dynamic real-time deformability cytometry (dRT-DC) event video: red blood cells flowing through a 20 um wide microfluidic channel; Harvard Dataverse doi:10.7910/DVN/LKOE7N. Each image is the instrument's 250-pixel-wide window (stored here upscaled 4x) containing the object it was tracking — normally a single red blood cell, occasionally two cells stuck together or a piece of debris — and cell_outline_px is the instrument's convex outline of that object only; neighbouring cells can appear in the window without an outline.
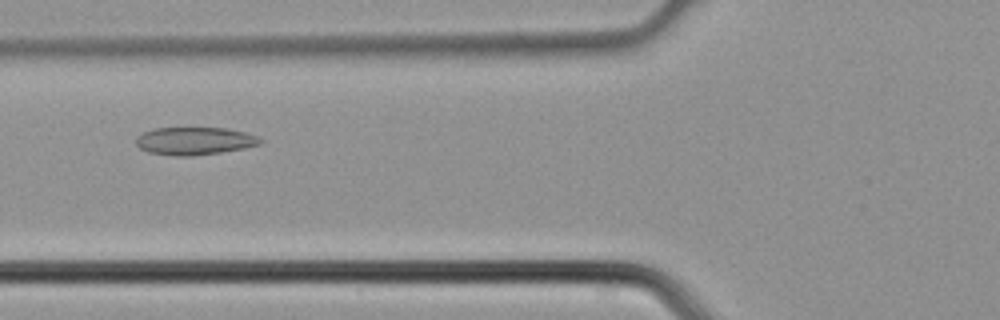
{"species": "common noctule bat (a hibernating species)", "species_latin": "Nyctalus noctula", "temperature_condition": "cold", "stored_images_in_passage": 4, "camera_frame_rate_fps": 3000, "um_per_image_px": 0.085, "animal": {"sex": "male", "body_mass_g": 21.5, "forearm_length_mm": 52.0}, "frame": {"image": 1, "passage_image": 4, "time_ms": 1.0, "image_size_px": [1000, 320], "cell_outline_px": [[264, 140], [260, 144], [244, 148], [220, 152], [192, 156], [172, 156], [148, 152], [140, 148], [136, 144], [136, 136], [144, 132], [156, 128], [228, 128], [244, 132], [256, 136]], "centroid_in_image_um": [16.52, 11.98], "position_along_channel_um": 109.3, "area_um2": 20.06}}